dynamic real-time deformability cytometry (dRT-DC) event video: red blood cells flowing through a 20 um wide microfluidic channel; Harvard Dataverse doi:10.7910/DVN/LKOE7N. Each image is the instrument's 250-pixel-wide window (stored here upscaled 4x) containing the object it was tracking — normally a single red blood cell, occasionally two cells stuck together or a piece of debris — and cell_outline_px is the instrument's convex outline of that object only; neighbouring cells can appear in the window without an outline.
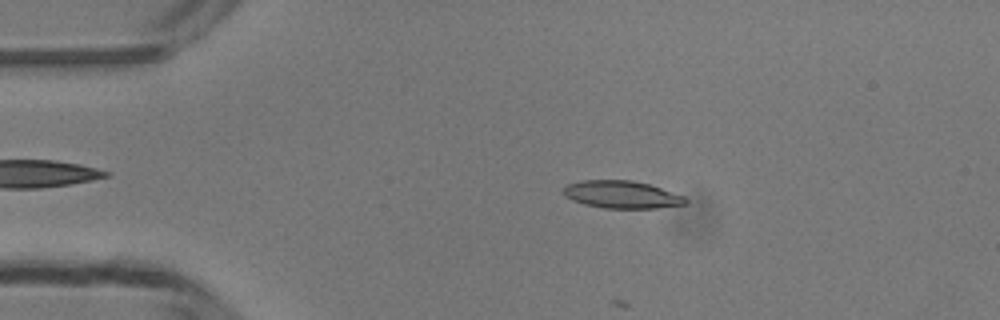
{"species": "common noctule bat (a hibernating species)", "species_latin": "Nyctalus noctula", "temperature_condition": "room temperature", "stored_images_in_passage": 37, "camera_frame_rate_fps": 3000, "um_per_image_px": 0.085, "animal": {"sex": "male", "body_mass_g": 13.3}, "frame": {"image": 1, "passage_image": 9, "time_ms": 2.667, "image_size_px": [1000, 320], "cell_outline_px": [[688, 200], [684, 204], [656, 208], [604, 208], [584, 204], [572, 200], [564, 196], [564, 188], [568, 184], [580, 180], [632, 180], [648, 184], [684, 196]], "centroid_in_image_um": [52.82, 16.53], "position_along_channel_um": 32.2, "area_um2": 19.42}}
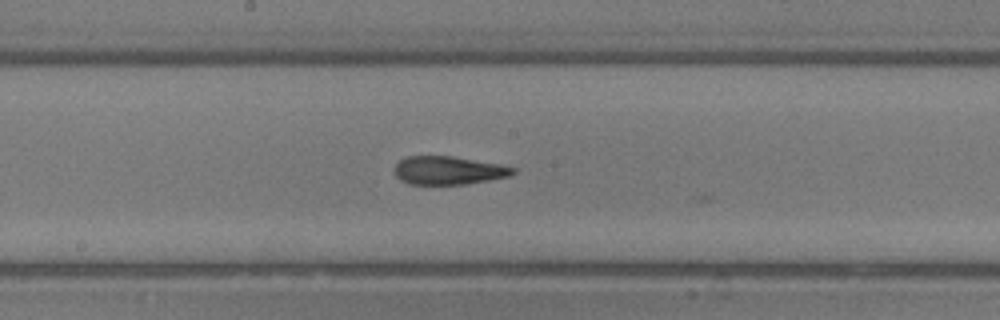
{"frame": {"image": 2, "passage_image": 25, "time_ms": 8.0, "image_size_px": [1000, 320], "cell_outline_px": [[516, 172], [508, 176], [488, 180], [464, 184], [408, 184], [400, 180], [392, 172], [392, 168], [400, 160], [408, 156], [452, 156], [500, 164], [516, 168]], "centroid_in_image_um": [38.07, 14.48], "position_along_channel_um": 210.1, "area_um2": 19.59}}
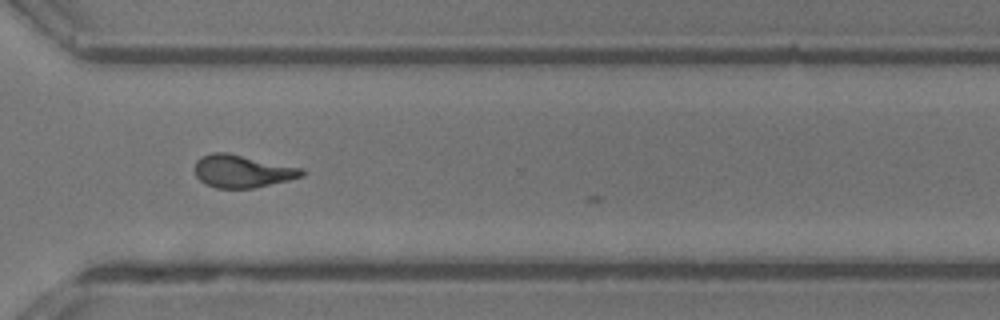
{"frame": {"image": 3, "passage_image": 35, "time_ms": 11.333, "image_size_px": [1000, 320], "cell_outline_px": [[304, 176], [288, 180], [252, 188], [216, 188], [204, 184], [196, 176], [192, 168], [196, 160], [200, 156], [212, 152], [228, 152], [304, 168]], "centroid_in_image_um": [20.55, 14.53], "position_along_channel_um": 350.1, "area_um2": 20.75}}